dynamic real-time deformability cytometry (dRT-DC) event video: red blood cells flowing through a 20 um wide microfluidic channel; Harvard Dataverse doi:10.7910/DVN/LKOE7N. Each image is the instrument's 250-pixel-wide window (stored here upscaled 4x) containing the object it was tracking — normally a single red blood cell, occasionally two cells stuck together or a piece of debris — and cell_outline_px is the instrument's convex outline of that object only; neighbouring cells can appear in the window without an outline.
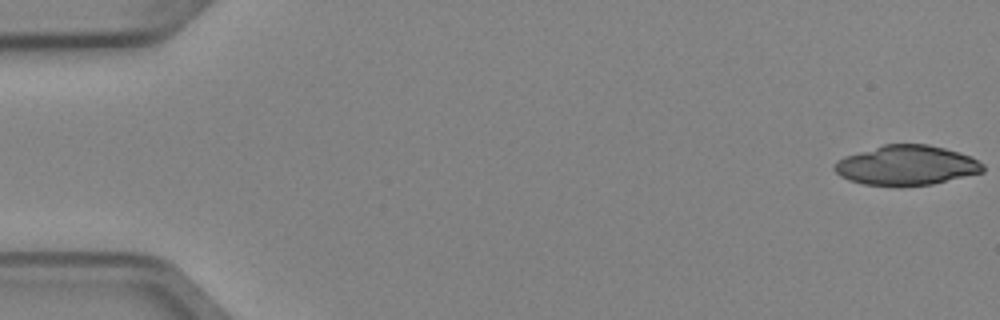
{"species": "Egyptian fruit bat (a non-hibernating species)", "species_latin": "Rousettus aegyptiacus", "temperature_condition": "cold", "stored_images_in_passage": 4, "camera_frame_rate_fps": 3000, "um_per_image_px": 0.085, "animal": {"sex": "female"}, "frame": {"image": 1, "passage_image": 1, "time_ms": 0.0, "image_size_px": [1000, 320], "cell_outline_px": [[984, 172], [932, 184], [864, 184], [848, 180], [840, 176], [832, 168], [840, 160], [848, 156], [884, 144], [928, 144], [944, 148], [968, 156], [984, 164]], "centroid_in_image_um": [77.08, 14.04], "position_along_channel_um": 7.9, "area_um2": 33.41}}